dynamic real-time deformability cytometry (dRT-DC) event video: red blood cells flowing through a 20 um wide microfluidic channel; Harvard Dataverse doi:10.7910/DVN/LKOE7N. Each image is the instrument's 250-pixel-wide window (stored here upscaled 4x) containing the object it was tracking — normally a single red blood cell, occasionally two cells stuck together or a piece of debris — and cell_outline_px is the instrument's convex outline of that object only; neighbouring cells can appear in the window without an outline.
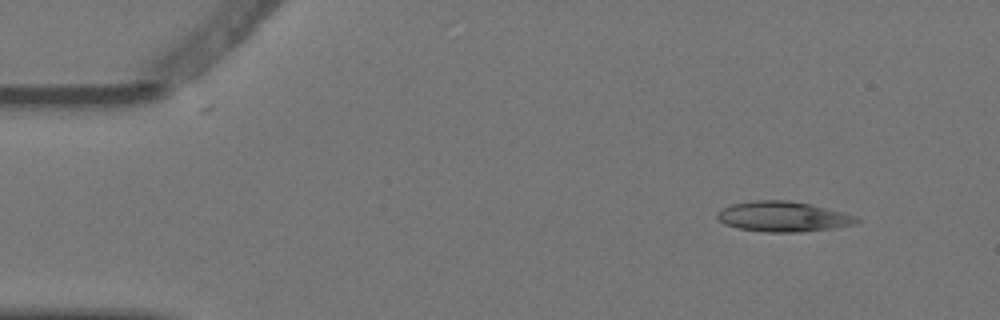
{"species": "Egyptian fruit bat (a non-hibernating species)", "species_latin": "Rousettus aegyptiacus", "temperature_condition": "warm", "stored_images_in_passage": 5, "segment_of_instrument_passage": [2, 2], "camera_frame_rate_fps": 3000, "um_per_image_px": 0.085, "animal": {"sex": "female"}, "frame": {"image": 1, "passage_image": 5, "time_ms": 1.333, "image_size_px": [1000, 320], "cell_outline_px": [[860, 220], [856, 224], [836, 228], [800, 232], [764, 232], [736, 228], [724, 224], [716, 216], [716, 212], [720, 208], [732, 204], [752, 200], [788, 200], [812, 204], [844, 212], [856, 216]], "centroid_in_image_um": [66.56, 18.41], "position_along_channel_um": 18.4, "area_um2": 24.97}}